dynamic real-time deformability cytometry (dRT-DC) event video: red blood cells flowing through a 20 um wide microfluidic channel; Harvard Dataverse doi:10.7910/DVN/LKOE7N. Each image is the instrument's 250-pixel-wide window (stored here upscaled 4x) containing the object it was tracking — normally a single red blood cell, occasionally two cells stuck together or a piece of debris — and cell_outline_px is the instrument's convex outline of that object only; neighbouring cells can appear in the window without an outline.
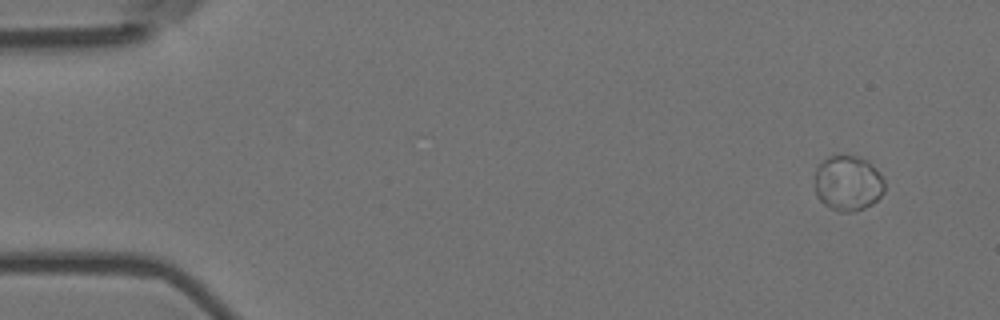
{"species": "Egyptian fruit bat (a non-hibernating species)", "species_latin": "Rousettus aegyptiacus", "temperature_condition": "room temperature", "stored_images_in_passage": 10, "camera_frame_rate_fps": 3000, "um_per_image_px": 0.085, "animal": {"sex": "female"}, "frame": {"image": 1, "passage_image": 1, "time_ms": 0.0, "image_size_px": [1000, 320], "cell_outline_px": [[884, 192], [872, 204], [856, 212], [840, 212], [828, 208], [816, 196], [816, 168], [824, 160], [832, 156], [856, 156], [868, 160], [884, 180]], "centroid_in_image_um": [72.08, 15.6], "position_along_channel_um": 12.9, "area_um2": 22.43}}
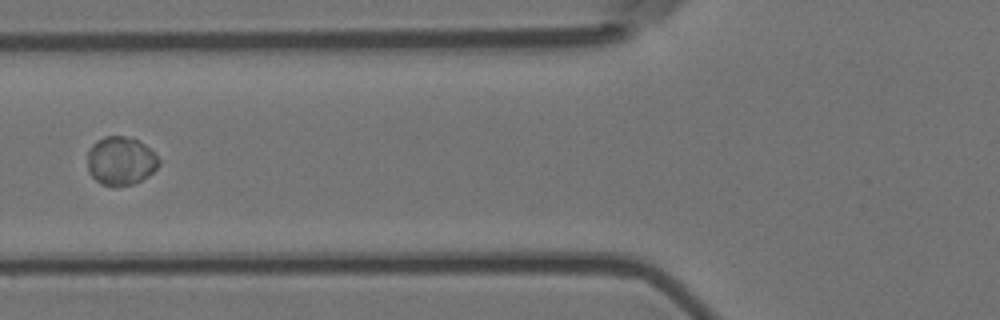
{"frame": {"image": 2, "passage_image": 6, "time_ms": 1.667, "image_size_px": [1000, 320], "cell_outline_px": [[160, 164], [148, 176], [132, 184], [100, 184], [88, 172], [88, 152], [92, 144], [104, 136], [124, 136], [136, 140], [144, 144], [160, 160]], "centroid_in_image_um": [10.24, 13.65], "position_along_channel_um": 115.6, "area_um2": 19.71}}
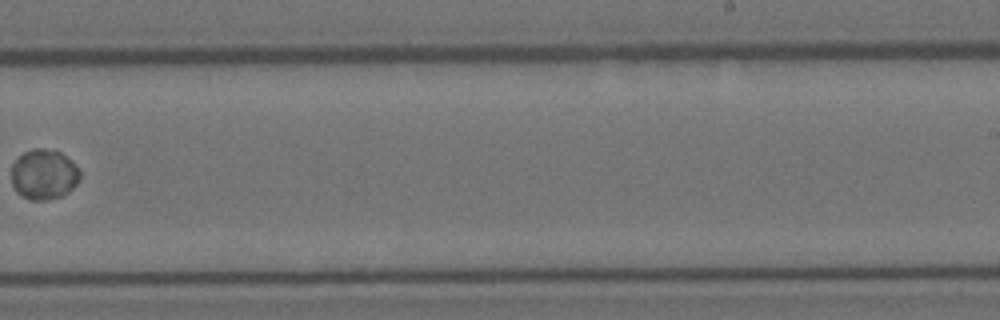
{"frame": {"image": 3, "passage_image": 10, "time_ms": 3.0, "image_size_px": [1000, 320], "cell_outline_px": [[80, 176], [76, 184], [68, 192], [60, 196], [48, 200], [28, 200], [16, 192], [12, 184], [12, 164], [24, 152], [32, 148], [44, 148], [60, 152], [72, 160], [80, 172]], "centroid_in_image_um": [3.72, 14.83], "position_along_channel_um": 285.3, "area_um2": 20.11}}